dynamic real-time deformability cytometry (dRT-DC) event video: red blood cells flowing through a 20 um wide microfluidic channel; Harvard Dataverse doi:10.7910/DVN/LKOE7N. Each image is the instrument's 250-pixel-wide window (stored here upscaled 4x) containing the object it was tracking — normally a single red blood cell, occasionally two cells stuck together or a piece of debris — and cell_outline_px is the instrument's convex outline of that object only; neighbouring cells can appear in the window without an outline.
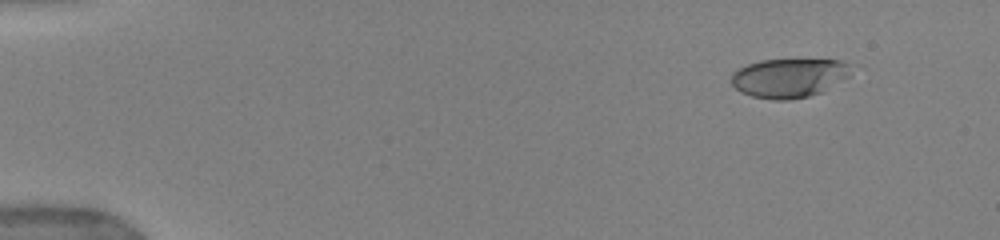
{"species": "human", "species_latin": "Homo sapiens", "temperature_condition": "warm", "stored_images_in_passage": 43, "camera_frame_rate_fps": 3000, "um_per_image_px": 0.085, "donor": {"sex": "female"}, "frame": {"image": 1, "passage_image": 1, "time_ms": 0.0, "image_size_px": [1000, 240], "cell_outline_px": [[848, 76], [824, 92], [792, 100], [772, 100], [752, 96], [740, 92], [732, 84], [732, 72], [748, 64], [760, 60], [840, 60], [848, 64]], "centroid_in_image_um": [67.03, 6.64], "position_along_channel_um": 18.0, "area_um2": 27.11}}
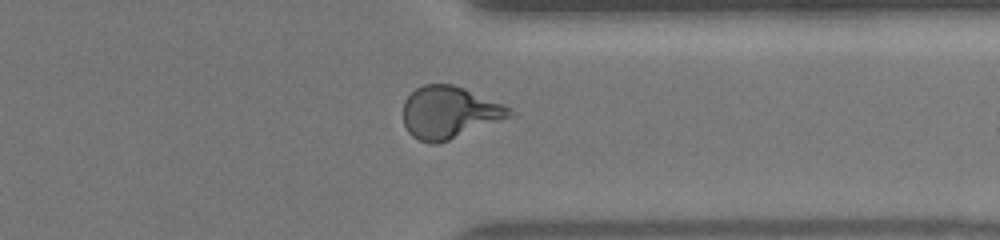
{"frame": {"image": 2, "passage_image": 32, "time_ms": 12.0, "image_size_px": [1000, 240], "cell_outline_px": [[516, 116], [448, 140], [436, 144], [432, 144], [420, 140], [412, 136], [408, 132], [404, 124], [404, 100], [416, 88], [424, 84], [452, 84], [464, 88], [504, 104], [516, 112]], "centroid_in_image_um": [38.24, 9.56], "position_along_channel_um": 373.2, "area_um2": 32.54}}
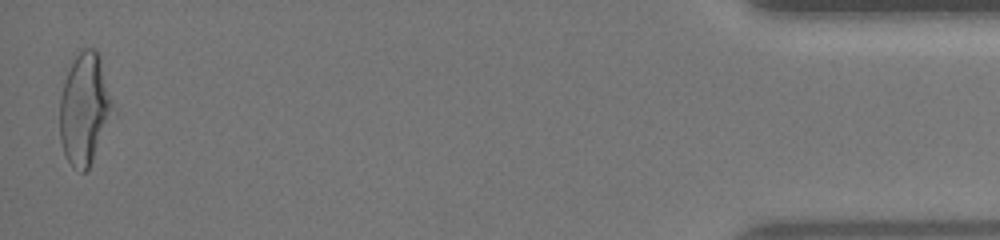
{"frame": {"image": 3, "passage_image": 42, "time_ms": 15.333, "image_size_px": [1000, 240], "cell_outline_px": [[116, 112], [88, 168], [84, 172], [80, 172], [72, 168], [64, 152], [60, 140], [60, 96], [68, 60], [84, 48], [92, 48], [100, 56], [116, 108]], "centroid_in_image_um": [7.2, 9.2], "position_along_channel_um": 428.0, "area_um2": 35.49}, "authors_computed_cell_mechanics": {"area_um2": 31.1542, "velocity_mm_per_s": 3.9698, "shape_relaxation_time_tau1_ms": 4.0387, "shape_relaxation_time_tau2_ms": 0.6846, "deformation_change_tau1": 0.1908, "deformation_change_tau2": 0.0681}}